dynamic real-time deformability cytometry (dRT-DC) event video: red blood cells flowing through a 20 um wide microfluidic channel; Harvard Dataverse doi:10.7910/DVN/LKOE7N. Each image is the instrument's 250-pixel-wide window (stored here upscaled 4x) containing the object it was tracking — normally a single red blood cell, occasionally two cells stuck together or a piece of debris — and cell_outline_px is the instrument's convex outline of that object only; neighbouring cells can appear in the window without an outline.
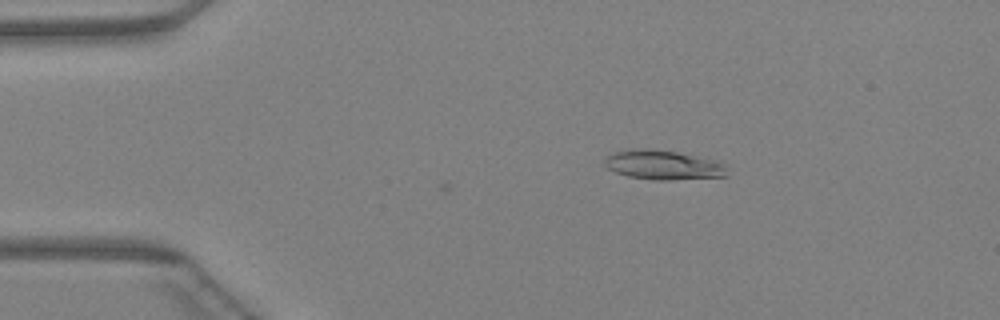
{"species": "Egyptian fruit bat (a non-hibernating species)", "species_latin": "Rousettus aegyptiacus", "temperature_condition": "warm", "stored_images_in_passage": 39, "camera_frame_rate_fps": 3000, "um_per_image_px": 0.085, "animal": {"sex": "female"}, "frame": {"image": 1, "passage_image": 2, "time_ms": 0.333, "image_size_px": [1000, 320], "cell_outline_px": [[728, 176], [668, 180], [656, 180], [628, 176], [616, 172], [608, 168], [604, 164], [604, 160], [612, 152], [628, 148], [648, 148], [676, 152], [716, 160], [728, 164]], "centroid_in_image_um": [56.4, 14.01], "position_along_channel_um": 28.6, "area_um2": 21.27}}
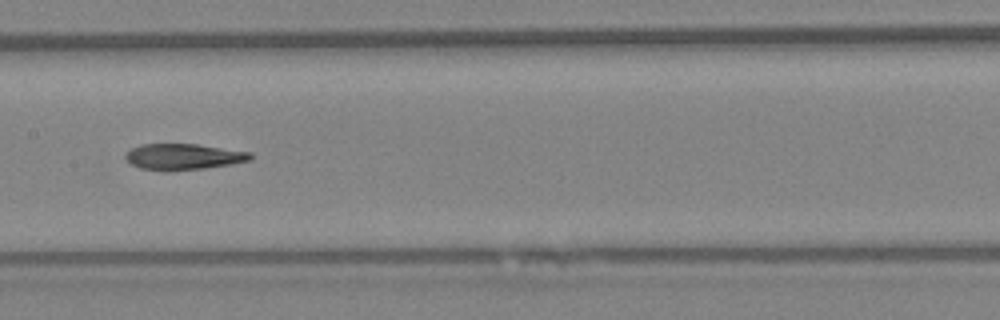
{"frame": {"image": 2, "passage_image": 17, "time_ms": 5.333, "image_size_px": [1000, 320], "cell_outline_px": [[252, 160], [204, 168], [164, 172], [140, 168], [132, 164], [124, 156], [132, 148], [140, 144], [196, 144], [252, 152]], "centroid_in_image_um": [15.58, 13.32], "position_along_channel_um": 191.8, "area_um2": 18.96}}
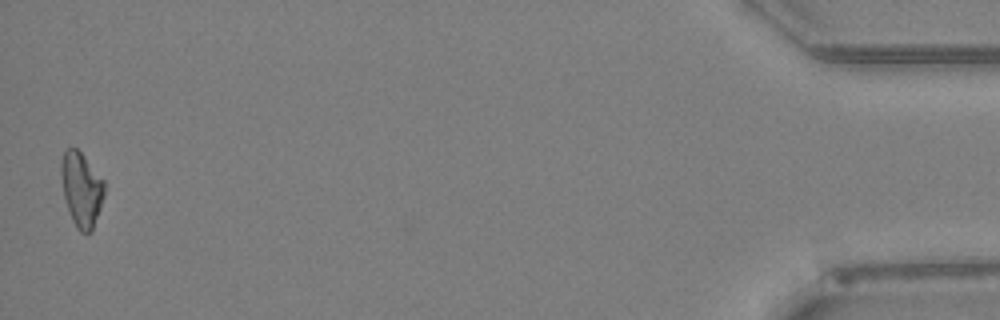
{"frame": {"image": 3, "passage_image": 39, "time_ms": 12.667, "image_size_px": [1000, 320], "cell_outline_px": [[104, 196], [92, 232], [80, 232], [76, 228], [72, 220], [64, 196], [60, 172], [60, 164], [64, 152], [68, 148], [76, 148], [84, 156], [104, 180]], "centroid_in_image_um": [6.92, 16.1], "position_along_channel_um": 428.3, "area_um2": 18.61}}